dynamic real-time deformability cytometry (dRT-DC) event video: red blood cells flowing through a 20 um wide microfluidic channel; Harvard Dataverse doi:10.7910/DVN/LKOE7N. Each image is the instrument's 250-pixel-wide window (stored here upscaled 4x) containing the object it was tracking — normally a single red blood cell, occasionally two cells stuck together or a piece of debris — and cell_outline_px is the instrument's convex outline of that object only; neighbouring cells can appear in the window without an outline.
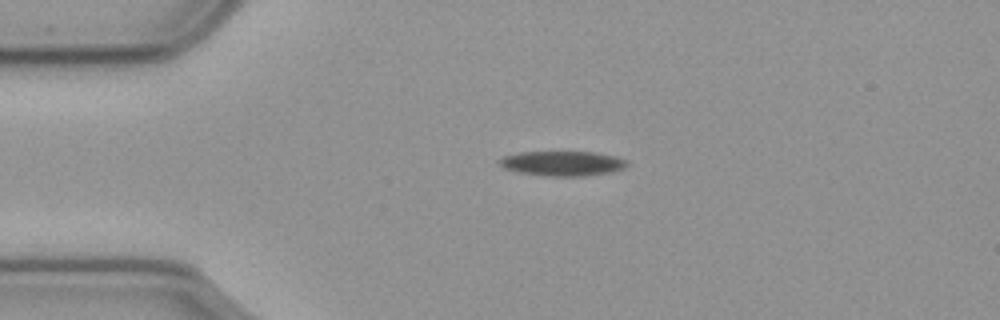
{"species": "common noctule bat (a hibernating species)", "species_latin": "Nyctalus noctula", "temperature_condition": "cold", "stored_images_in_passage": 46, "camera_frame_rate_fps": 3000, "um_per_image_px": 0.085, "animal": {"sex": "male", "body_mass_g": 23.1, "forearm_length_mm": 52.7}, "frame": {"image": 1, "passage_image": 1, "time_ms": 0.0, "image_size_px": [1000, 320], "cell_outline_px": [[628, 164], [624, 168], [612, 172], [584, 176], [552, 176], [520, 172], [504, 168], [496, 160], [504, 156], [516, 152], [596, 152], [616, 156], [628, 160]], "centroid_in_image_um": [47.84, 13.88], "position_along_channel_um": 37.2, "area_um2": 18.5}}
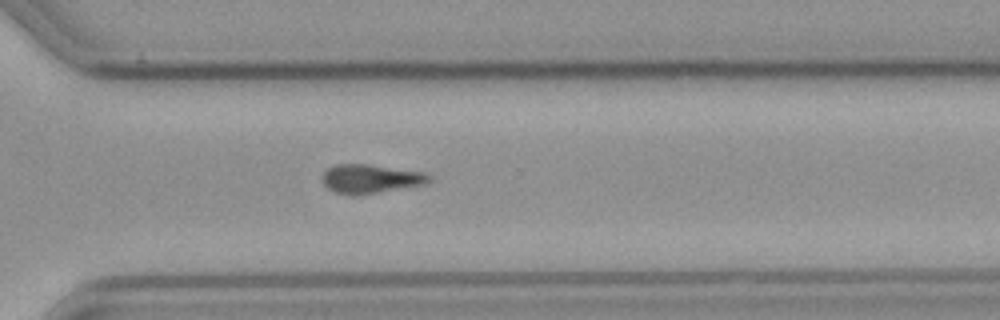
{"frame": {"image": 2, "passage_image": 29, "time_ms": 9.333, "image_size_px": [1000, 320], "cell_outline_px": [[432, 180], [428, 184], [352, 196], [336, 192], [328, 188], [320, 180], [324, 172], [328, 168], [336, 164], [368, 164], [424, 172], [432, 176]], "centroid_in_image_um": [31.51, 15.19], "position_along_channel_um": 339.1, "area_um2": 18.09}}
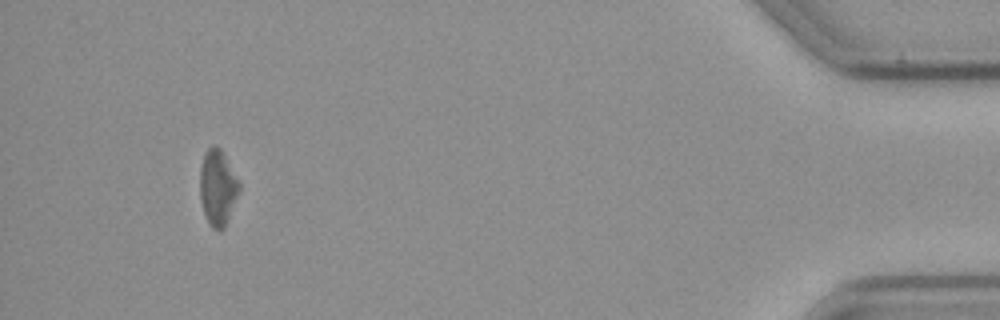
{"frame": {"image": 3, "passage_image": 42, "time_ms": 13.667, "image_size_px": [1000, 320], "cell_outline_px": [[240, 192], [228, 220], [224, 228], [212, 228], [204, 212], [200, 200], [200, 168], [204, 152], [212, 144], [216, 144], [220, 148], [240, 184]], "centroid_in_image_um": [18.5, 15.91], "position_along_channel_um": 416.7, "area_um2": 17.22}, "authors_computed_cell_mechanics": {"area_um2": 18.3804, "velocity_mm_per_s": 3.5571, "shape_relaxation_time_tau1_ms": 4.2382, "shape_relaxation_time_tau2_ms": null, "deformation_change_tau1": 0.0946, "deformation_change_tau2": null}}